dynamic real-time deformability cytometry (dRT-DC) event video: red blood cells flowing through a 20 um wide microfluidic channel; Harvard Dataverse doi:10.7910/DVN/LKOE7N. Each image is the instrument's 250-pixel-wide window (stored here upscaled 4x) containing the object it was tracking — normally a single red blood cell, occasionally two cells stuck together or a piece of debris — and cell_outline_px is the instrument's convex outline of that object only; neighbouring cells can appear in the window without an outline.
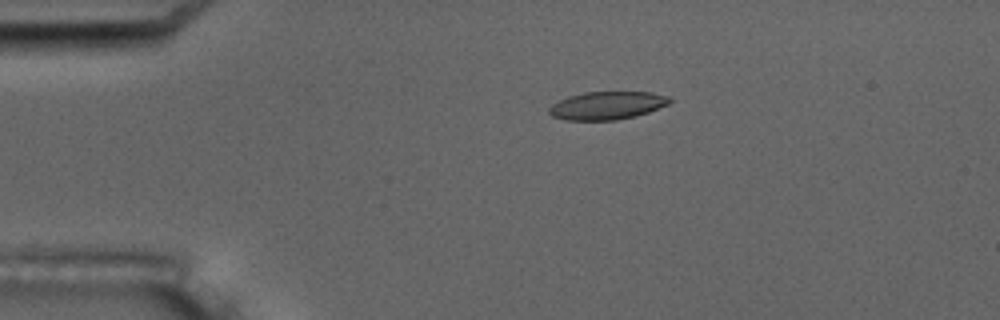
{"species": "common noctule bat (a hibernating species)", "species_latin": "Nyctalus noctula", "temperature_condition": "room temperature", "stored_images_in_passage": 5, "camera_frame_rate_fps": 3000, "um_per_image_px": 0.085, "animal": {"sex": "male", "body_mass_g": 17.5, "forearm_length_mm": 52.3}, "frame": {"image": 1, "passage_image": 4, "time_ms": 3.667, "image_size_px": [1000, 320], "cell_outline_px": [[672, 100], [668, 104], [648, 112], [636, 116], [616, 120], [564, 120], [552, 116], [548, 112], [548, 108], [552, 104], [568, 96], [584, 92], [652, 92], [668, 96]], "centroid_in_image_um": [51.58, 8.97], "position_along_channel_um": 33.4, "area_um2": 19.71}}